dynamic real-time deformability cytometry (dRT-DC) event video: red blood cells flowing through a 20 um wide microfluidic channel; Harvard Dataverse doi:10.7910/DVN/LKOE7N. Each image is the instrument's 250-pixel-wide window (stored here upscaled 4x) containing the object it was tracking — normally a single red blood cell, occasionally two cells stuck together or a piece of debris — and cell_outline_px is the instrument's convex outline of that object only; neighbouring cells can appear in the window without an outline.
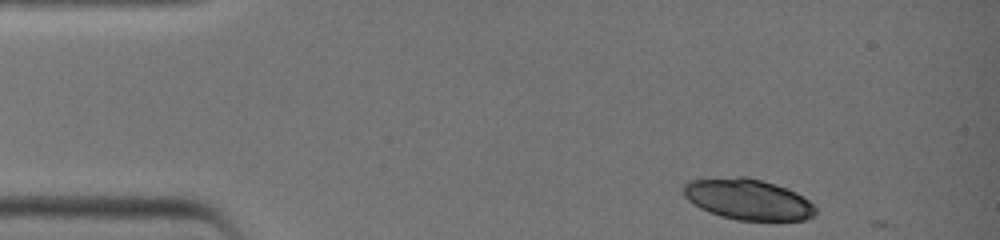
{"species": "common noctule bat (a hibernating species)", "species_latin": "Nyctalus noctula", "temperature_condition": "warm", "stored_images_in_passage": 6, "camera_frame_rate_fps": 3000, "um_per_image_px": 0.085, "animal": {"sex": "female", "body_mass_g": 19.0, "forearm_length_mm": 51.5}, "frame": {"image": 1, "passage_image": 1, "time_ms": 0.0, "image_size_px": [1000, 240], "cell_outline_px": [[816, 216], [804, 220], [736, 220], [720, 216], [708, 212], [700, 208], [688, 200], [684, 196], [684, 184], [692, 180], [736, 176], [748, 176], [776, 184], [796, 192], [804, 196], [816, 208]], "centroid_in_image_um": [63.6, 16.94], "position_along_channel_um": 21.4, "area_um2": 31.62}}